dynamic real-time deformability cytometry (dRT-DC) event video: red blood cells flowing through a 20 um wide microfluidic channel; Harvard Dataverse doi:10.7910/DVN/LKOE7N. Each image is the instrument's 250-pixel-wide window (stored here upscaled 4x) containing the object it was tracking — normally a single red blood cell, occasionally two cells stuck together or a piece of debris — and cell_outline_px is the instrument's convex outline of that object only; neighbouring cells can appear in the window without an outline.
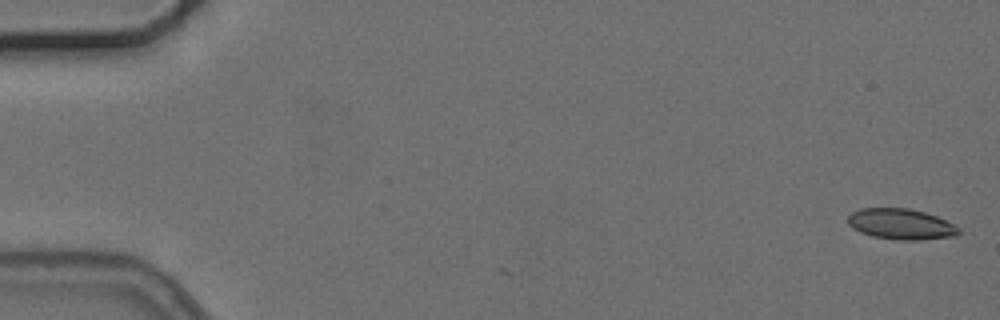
{"species": "common noctule bat (a hibernating species)", "species_latin": "Nyctalus noctula", "temperature_condition": "cold", "stored_images_in_passage": 5, "camera_frame_rate_fps": 3000, "um_per_image_px": 0.085, "animal": {"sex": "female", "body_mass_g": 24.6, "forearm_length_mm": 56.2}, "frame": {"image": 1, "passage_image": 1, "time_ms": 0.0, "image_size_px": [1000, 320], "cell_outline_px": [[960, 232], [956, 236], [920, 240], [900, 240], [872, 236], [860, 232], [852, 228], [848, 224], [848, 216], [852, 212], [860, 208], [908, 208], [924, 212], [936, 216], [960, 228]], "centroid_in_image_um": [76.56, 19.05], "position_along_channel_um": 8.4, "area_um2": 19.83}}
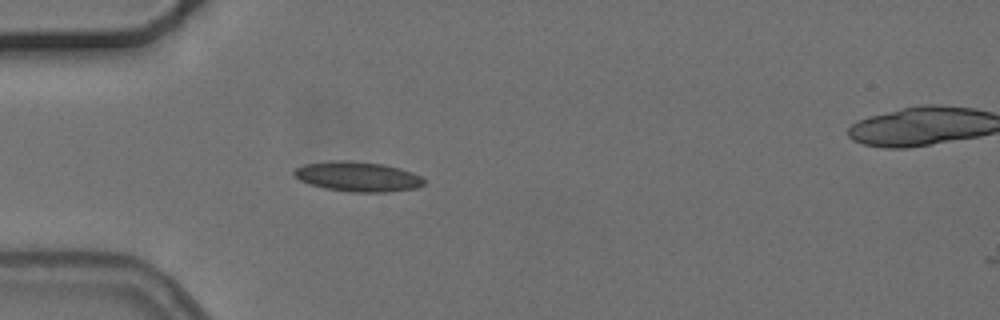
{"frame": {"image": 2, "passage_image": 4, "time_ms": 5.0, "image_size_px": [1000, 320], "cell_outline_px": [[424, 184], [416, 188], [388, 192], [352, 192], [324, 188], [300, 180], [292, 172], [296, 168], [304, 164], [328, 160], [348, 160], [384, 164], [400, 168], [412, 172], [420, 176], [424, 180]], "centroid_in_image_um": [30.41, 15.0], "position_along_channel_um": 54.6, "area_um2": 22.66}}